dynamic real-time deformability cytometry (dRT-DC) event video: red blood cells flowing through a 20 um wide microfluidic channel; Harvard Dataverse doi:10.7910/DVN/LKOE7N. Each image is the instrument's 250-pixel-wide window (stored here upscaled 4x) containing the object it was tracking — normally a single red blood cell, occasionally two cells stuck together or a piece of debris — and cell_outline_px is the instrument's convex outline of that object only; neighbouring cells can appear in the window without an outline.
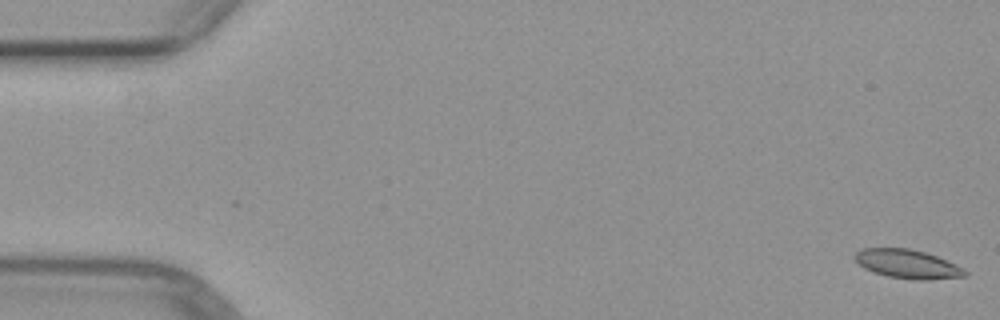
{"species": "common noctule bat (a hibernating species)", "species_latin": "Nyctalus noctula", "temperature_condition": "warm", "stored_images_in_passage": 5, "segment_of_instrument_passage": [2, 2], "camera_frame_rate_fps": 3000, "um_per_image_px": 0.085, "animal": {"sex": "female", "body_mass_g": 29.2, "forearm_length_mm": 56.3}, "frame": {"image": 1, "passage_image": 5, "time_ms": 5.667, "image_size_px": [1000, 320], "cell_outline_px": [[968, 276], [920, 280], [912, 280], [888, 276], [864, 268], [852, 256], [856, 252], [864, 248], [908, 248], [924, 252], [936, 256], [968, 272]], "centroid_in_image_um": [77.09, 22.44], "position_along_channel_um": 7.9, "area_um2": 18.09}}